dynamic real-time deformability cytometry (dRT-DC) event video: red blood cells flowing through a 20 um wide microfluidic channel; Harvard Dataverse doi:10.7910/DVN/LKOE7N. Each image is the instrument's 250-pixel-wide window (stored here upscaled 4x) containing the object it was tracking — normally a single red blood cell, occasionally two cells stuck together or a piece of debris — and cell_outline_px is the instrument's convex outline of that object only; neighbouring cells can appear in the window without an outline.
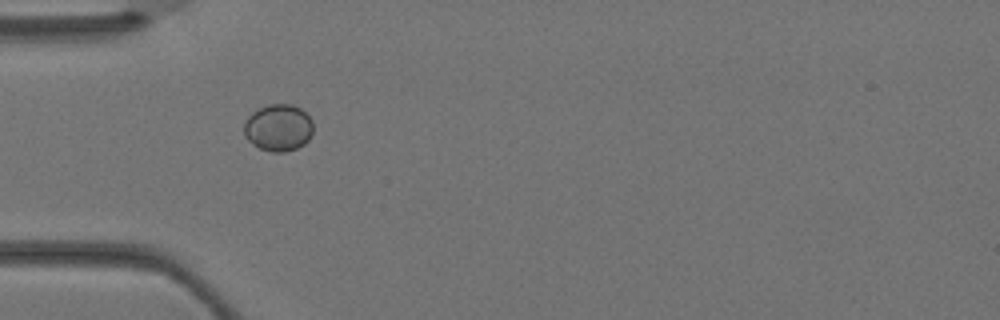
{"species": "Egyptian fruit bat (a non-hibernating species)", "species_latin": "Rousettus aegyptiacus", "temperature_condition": "warm", "stored_images_in_passage": 1, "camera_frame_rate_fps": 3000, "um_per_image_px": 0.085, "animal": {"sex": "female"}, "frame": {"image": 1, "passage_image": 1, "time_ms": 0.0, "image_size_px": [1000, 320], "cell_outline_px": [[312, 132], [308, 140], [304, 144], [296, 148], [284, 152], [272, 152], [260, 148], [252, 144], [244, 136], [244, 124], [248, 116], [256, 108], [268, 104], [292, 104], [300, 108], [312, 120]], "centroid_in_image_um": [23.63, 10.84], "position_along_channel_um": 61.4, "area_um2": 19.02}}